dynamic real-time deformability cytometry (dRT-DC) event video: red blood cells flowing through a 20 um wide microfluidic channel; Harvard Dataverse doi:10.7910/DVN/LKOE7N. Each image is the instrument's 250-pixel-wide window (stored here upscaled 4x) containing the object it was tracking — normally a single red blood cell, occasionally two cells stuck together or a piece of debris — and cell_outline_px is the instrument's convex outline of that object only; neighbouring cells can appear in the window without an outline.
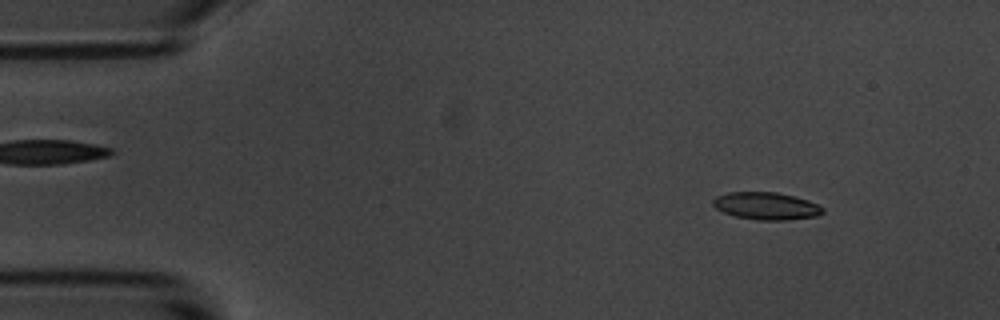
{"species": "common noctule bat (a hibernating species)", "species_latin": "Nyctalus noctula", "temperature_condition": "room temperature", "stored_images_in_passage": 5, "camera_frame_rate_fps": 3000, "um_per_image_px": 0.085, "animal": {"sex": "male", "body_mass_g": 20.1, "forearm_length_mm": 53.5}, "frame": {"image": 1, "passage_image": 1, "time_ms": 0.0, "image_size_px": [1000, 320], "cell_outline_px": [[824, 212], [816, 216], [784, 220], [760, 220], [736, 216], [724, 212], [716, 208], [712, 204], [712, 200], [716, 196], [728, 192], [776, 192], [796, 196], [808, 200], [824, 208]], "centroid_in_image_um": [65.13, 17.49], "position_along_channel_um": 19.9, "area_um2": 17.46}}